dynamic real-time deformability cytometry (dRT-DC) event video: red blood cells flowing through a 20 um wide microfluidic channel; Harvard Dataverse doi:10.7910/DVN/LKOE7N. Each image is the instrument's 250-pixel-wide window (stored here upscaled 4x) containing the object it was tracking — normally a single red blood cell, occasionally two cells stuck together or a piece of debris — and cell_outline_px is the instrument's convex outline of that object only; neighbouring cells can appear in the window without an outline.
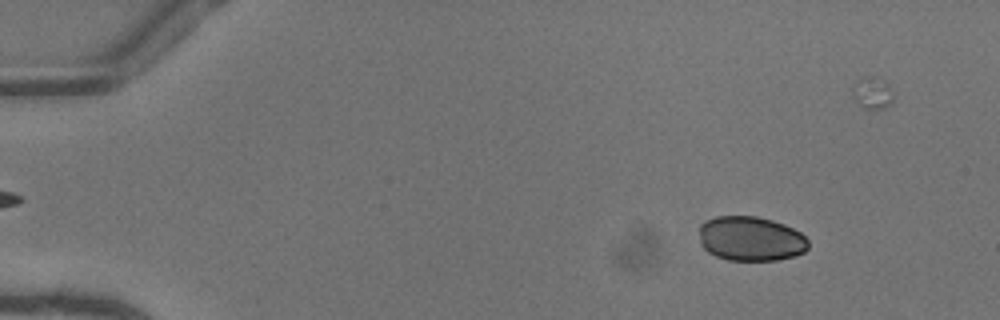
{"species": "common noctule bat (a hibernating species)", "species_latin": "Nyctalus noctula", "temperature_condition": "warm", "stored_images_in_passage": 12, "camera_frame_rate_fps": 3000, "um_per_image_px": 0.085, "animal": {"sex": "female"}, "frame": {"image": 1, "passage_image": 7, "time_ms": 2.0, "image_size_px": [1000, 320], "cell_outline_px": [[808, 248], [804, 252], [796, 256], [776, 260], [728, 260], [716, 256], [708, 252], [700, 244], [700, 224], [704, 220], [716, 216], [756, 216], [772, 220], [784, 224], [800, 232], [808, 240]], "centroid_in_image_um": [63.8, 20.29], "position_along_channel_um": 21.2, "area_um2": 28.55}}